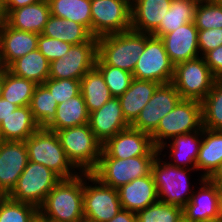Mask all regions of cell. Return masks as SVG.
<instances>
[{
    "instance_id": "cell-1",
    "label": "cell",
    "mask_w": 222,
    "mask_h": 222,
    "mask_svg": "<svg viewBox=\"0 0 222 222\" xmlns=\"http://www.w3.org/2000/svg\"><path fill=\"white\" fill-rule=\"evenodd\" d=\"M38 219L56 222H84L83 173L61 179L39 207Z\"/></svg>"
},
{
    "instance_id": "cell-2",
    "label": "cell",
    "mask_w": 222,
    "mask_h": 222,
    "mask_svg": "<svg viewBox=\"0 0 222 222\" xmlns=\"http://www.w3.org/2000/svg\"><path fill=\"white\" fill-rule=\"evenodd\" d=\"M145 44L146 33L133 30L99 37L95 65H110L133 73Z\"/></svg>"
},
{
    "instance_id": "cell-3",
    "label": "cell",
    "mask_w": 222,
    "mask_h": 222,
    "mask_svg": "<svg viewBox=\"0 0 222 222\" xmlns=\"http://www.w3.org/2000/svg\"><path fill=\"white\" fill-rule=\"evenodd\" d=\"M68 160L79 173H91L97 166L102 143L89 123L56 131Z\"/></svg>"
},
{
    "instance_id": "cell-4",
    "label": "cell",
    "mask_w": 222,
    "mask_h": 222,
    "mask_svg": "<svg viewBox=\"0 0 222 222\" xmlns=\"http://www.w3.org/2000/svg\"><path fill=\"white\" fill-rule=\"evenodd\" d=\"M29 161L39 163L61 179H70L79 173L68 160L56 132L40 127L25 140Z\"/></svg>"
},
{
    "instance_id": "cell-5",
    "label": "cell",
    "mask_w": 222,
    "mask_h": 222,
    "mask_svg": "<svg viewBox=\"0 0 222 222\" xmlns=\"http://www.w3.org/2000/svg\"><path fill=\"white\" fill-rule=\"evenodd\" d=\"M158 153L152 163V174L158 193V200L183 208L192 197L194 190L189 182V172L196 169L180 168L160 157ZM162 158V159H161ZM164 160V161H163Z\"/></svg>"
},
{
    "instance_id": "cell-6",
    "label": "cell",
    "mask_w": 222,
    "mask_h": 222,
    "mask_svg": "<svg viewBox=\"0 0 222 222\" xmlns=\"http://www.w3.org/2000/svg\"><path fill=\"white\" fill-rule=\"evenodd\" d=\"M155 158L156 156L112 158L102 149L99 162L91 174L102 184L118 189L134 179L149 175Z\"/></svg>"
},
{
    "instance_id": "cell-7",
    "label": "cell",
    "mask_w": 222,
    "mask_h": 222,
    "mask_svg": "<svg viewBox=\"0 0 222 222\" xmlns=\"http://www.w3.org/2000/svg\"><path fill=\"white\" fill-rule=\"evenodd\" d=\"M202 129L201 102L181 99L174 109L160 120L157 129L151 134V138L154 146L159 149L175 136L202 131Z\"/></svg>"
},
{
    "instance_id": "cell-8",
    "label": "cell",
    "mask_w": 222,
    "mask_h": 222,
    "mask_svg": "<svg viewBox=\"0 0 222 222\" xmlns=\"http://www.w3.org/2000/svg\"><path fill=\"white\" fill-rule=\"evenodd\" d=\"M83 208L84 222H108L122 206L117 189L102 184L91 173H83Z\"/></svg>"
},
{
    "instance_id": "cell-9",
    "label": "cell",
    "mask_w": 222,
    "mask_h": 222,
    "mask_svg": "<svg viewBox=\"0 0 222 222\" xmlns=\"http://www.w3.org/2000/svg\"><path fill=\"white\" fill-rule=\"evenodd\" d=\"M217 80L200 56L175 65L171 83L182 99L201 102Z\"/></svg>"
},
{
    "instance_id": "cell-10",
    "label": "cell",
    "mask_w": 222,
    "mask_h": 222,
    "mask_svg": "<svg viewBox=\"0 0 222 222\" xmlns=\"http://www.w3.org/2000/svg\"><path fill=\"white\" fill-rule=\"evenodd\" d=\"M61 178L42 164L28 161L18 182L8 197L17 202H26L40 207L47 194Z\"/></svg>"
},
{
    "instance_id": "cell-11",
    "label": "cell",
    "mask_w": 222,
    "mask_h": 222,
    "mask_svg": "<svg viewBox=\"0 0 222 222\" xmlns=\"http://www.w3.org/2000/svg\"><path fill=\"white\" fill-rule=\"evenodd\" d=\"M132 75L138 80L153 81L160 84L172 82L174 65L171 63L159 37L146 33V44Z\"/></svg>"
},
{
    "instance_id": "cell-12",
    "label": "cell",
    "mask_w": 222,
    "mask_h": 222,
    "mask_svg": "<svg viewBox=\"0 0 222 222\" xmlns=\"http://www.w3.org/2000/svg\"><path fill=\"white\" fill-rule=\"evenodd\" d=\"M91 16L95 38L131 30V5L124 0H91Z\"/></svg>"
},
{
    "instance_id": "cell-13",
    "label": "cell",
    "mask_w": 222,
    "mask_h": 222,
    "mask_svg": "<svg viewBox=\"0 0 222 222\" xmlns=\"http://www.w3.org/2000/svg\"><path fill=\"white\" fill-rule=\"evenodd\" d=\"M96 58L97 38L92 37L88 42L71 45L66 55L50 63L48 78L81 80L95 67Z\"/></svg>"
},
{
    "instance_id": "cell-14",
    "label": "cell",
    "mask_w": 222,
    "mask_h": 222,
    "mask_svg": "<svg viewBox=\"0 0 222 222\" xmlns=\"http://www.w3.org/2000/svg\"><path fill=\"white\" fill-rule=\"evenodd\" d=\"M200 187L183 207V215L192 222L222 220V190L208 178H200Z\"/></svg>"
},
{
    "instance_id": "cell-15",
    "label": "cell",
    "mask_w": 222,
    "mask_h": 222,
    "mask_svg": "<svg viewBox=\"0 0 222 222\" xmlns=\"http://www.w3.org/2000/svg\"><path fill=\"white\" fill-rule=\"evenodd\" d=\"M181 99L172 83L160 84L131 127L151 135Z\"/></svg>"
},
{
    "instance_id": "cell-16",
    "label": "cell",
    "mask_w": 222,
    "mask_h": 222,
    "mask_svg": "<svg viewBox=\"0 0 222 222\" xmlns=\"http://www.w3.org/2000/svg\"><path fill=\"white\" fill-rule=\"evenodd\" d=\"M102 149L112 158L128 159L135 156H157L159 153L151 135L131 126L109 138Z\"/></svg>"
},
{
    "instance_id": "cell-17",
    "label": "cell",
    "mask_w": 222,
    "mask_h": 222,
    "mask_svg": "<svg viewBox=\"0 0 222 222\" xmlns=\"http://www.w3.org/2000/svg\"><path fill=\"white\" fill-rule=\"evenodd\" d=\"M28 161L25 141H0V193L12 192Z\"/></svg>"
},
{
    "instance_id": "cell-18",
    "label": "cell",
    "mask_w": 222,
    "mask_h": 222,
    "mask_svg": "<svg viewBox=\"0 0 222 222\" xmlns=\"http://www.w3.org/2000/svg\"><path fill=\"white\" fill-rule=\"evenodd\" d=\"M198 29L194 22H188L173 32L160 37L171 63L175 66L187 60L200 57Z\"/></svg>"
},
{
    "instance_id": "cell-19",
    "label": "cell",
    "mask_w": 222,
    "mask_h": 222,
    "mask_svg": "<svg viewBox=\"0 0 222 222\" xmlns=\"http://www.w3.org/2000/svg\"><path fill=\"white\" fill-rule=\"evenodd\" d=\"M89 125L95 137L104 144L109 138L130 127L118 97H112L100 109L91 112Z\"/></svg>"
},
{
    "instance_id": "cell-20",
    "label": "cell",
    "mask_w": 222,
    "mask_h": 222,
    "mask_svg": "<svg viewBox=\"0 0 222 222\" xmlns=\"http://www.w3.org/2000/svg\"><path fill=\"white\" fill-rule=\"evenodd\" d=\"M39 34L21 31L5 23L0 28V58L4 68L37 49Z\"/></svg>"
},
{
    "instance_id": "cell-21",
    "label": "cell",
    "mask_w": 222,
    "mask_h": 222,
    "mask_svg": "<svg viewBox=\"0 0 222 222\" xmlns=\"http://www.w3.org/2000/svg\"><path fill=\"white\" fill-rule=\"evenodd\" d=\"M122 209L137 213L158 202V193L152 172L134 179L117 189Z\"/></svg>"
},
{
    "instance_id": "cell-22",
    "label": "cell",
    "mask_w": 222,
    "mask_h": 222,
    "mask_svg": "<svg viewBox=\"0 0 222 222\" xmlns=\"http://www.w3.org/2000/svg\"><path fill=\"white\" fill-rule=\"evenodd\" d=\"M172 0H136L131 5V30L151 34L169 11Z\"/></svg>"
},
{
    "instance_id": "cell-23",
    "label": "cell",
    "mask_w": 222,
    "mask_h": 222,
    "mask_svg": "<svg viewBox=\"0 0 222 222\" xmlns=\"http://www.w3.org/2000/svg\"><path fill=\"white\" fill-rule=\"evenodd\" d=\"M6 23L17 30L42 34L51 15L47 0L20 7L14 10H4Z\"/></svg>"
},
{
    "instance_id": "cell-24",
    "label": "cell",
    "mask_w": 222,
    "mask_h": 222,
    "mask_svg": "<svg viewBox=\"0 0 222 222\" xmlns=\"http://www.w3.org/2000/svg\"><path fill=\"white\" fill-rule=\"evenodd\" d=\"M170 140L172 141L170 144L167 145L168 142H166L159 147V153L164 151L165 148H169L168 157L172 161L174 160L171 163L172 165L180 168L196 169V160L202 143V131L182 134Z\"/></svg>"
},
{
    "instance_id": "cell-25",
    "label": "cell",
    "mask_w": 222,
    "mask_h": 222,
    "mask_svg": "<svg viewBox=\"0 0 222 222\" xmlns=\"http://www.w3.org/2000/svg\"><path fill=\"white\" fill-rule=\"evenodd\" d=\"M159 85L158 82L134 78L125 93L118 97L123 115L130 126L136 121Z\"/></svg>"
},
{
    "instance_id": "cell-26",
    "label": "cell",
    "mask_w": 222,
    "mask_h": 222,
    "mask_svg": "<svg viewBox=\"0 0 222 222\" xmlns=\"http://www.w3.org/2000/svg\"><path fill=\"white\" fill-rule=\"evenodd\" d=\"M39 128L29 106L18 107L0 122L1 139L2 141H25Z\"/></svg>"
},
{
    "instance_id": "cell-27",
    "label": "cell",
    "mask_w": 222,
    "mask_h": 222,
    "mask_svg": "<svg viewBox=\"0 0 222 222\" xmlns=\"http://www.w3.org/2000/svg\"><path fill=\"white\" fill-rule=\"evenodd\" d=\"M89 112L81 92L57 105L54 119L45 127L51 131L81 126L89 123Z\"/></svg>"
},
{
    "instance_id": "cell-28",
    "label": "cell",
    "mask_w": 222,
    "mask_h": 222,
    "mask_svg": "<svg viewBox=\"0 0 222 222\" xmlns=\"http://www.w3.org/2000/svg\"><path fill=\"white\" fill-rule=\"evenodd\" d=\"M222 162V130L202 129V143L196 160V171L208 178Z\"/></svg>"
},
{
    "instance_id": "cell-29",
    "label": "cell",
    "mask_w": 222,
    "mask_h": 222,
    "mask_svg": "<svg viewBox=\"0 0 222 222\" xmlns=\"http://www.w3.org/2000/svg\"><path fill=\"white\" fill-rule=\"evenodd\" d=\"M42 34L71 45L88 42L93 37L85 26L53 15H50Z\"/></svg>"
},
{
    "instance_id": "cell-30",
    "label": "cell",
    "mask_w": 222,
    "mask_h": 222,
    "mask_svg": "<svg viewBox=\"0 0 222 222\" xmlns=\"http://www.w3.org/2000/svg\"><path fill=\"white\" fill-rule=\"evenodd\" d=\"M7 69L16 76L43 84L49 77L50 62L36 49L15 60Z\"/></svg>"
},
{
    "instance_id": "cell-31",
    "label": "cell",
    "mask_w": 222,
    "mask_h": 222,
    "mask_svg": "<svg viewBox=\"0 0 222 222\" xmlns=\"http://www.w3.org/2000/svg\"><path fill=\"white\" fill-rule=\"evenodd\" d=\"M80 92L89 114L100 109L113 97L103 76L95 67L80 80Z\"/></svg>"
},
{
    "instance_id": "cell-32",
    "label": "cell",
    "mask_w": 222,
    "mask_h": 222,
    "mask_svg": "<svg viewBox=\"0 0 222 222\" xmlns=\"http://www.w3.org/2000/svg\"><path fill=\"white\" fill-rule=\"evenodd\" d=\"M198 2V0H172L166 16L151 35L160 38L188 22H194Z\"/></svg>"
},
{
    "instance_id": "cell-33",
    "label": "cell",
    "mask_w": 222,
    "mask_h": 222,
    "mask_svg": "<svg viewBox=\"0 0 222 222\" xmlns=\"http://www.w3.org/2000/svg\"><path fill=\"white\" fill-rule=\"evenodd\" d=\"M51 15L72 20L91 32V0H47Z\"/></svg>"
},
{
    "instance_id": "cell-34",
    "label": "cell",
    "mask_w": 222,
    "mask_h": 222,
    "mask_svg": "<svg viewBox=\"0 0 222 222\" xmlns=\"http://www.w3.org/2000/svg\"><path fill=\"white\" fill-rule=\"evenodd\" d=\"M37 84L11 73L7 68L3 70L2 97L18 107L29 106Z\"/></svg>"
},
{
    "instance_id": "cell-35",
    "label": "cell",
    "mask_w": 222,
    "mask_h": 222,
    "mask_svg": "<svg viewBox=\"0 0 222 222\" xmlns=\"http://www.w3.org/2000/svg\"><path fill=\"white\" fill-rule=\"evenodd\" d=\"M58 103L44 84H37L29 108L40 127H46L55 117Z\"/></svg>"
},
{
    "instance_id": "cell-36",
    "label": "cell",
    "mask_w": 222,
    "mask_h": 222,
    "mask_svg": "<svg viewBox=\"0 0 222 222\" xmlns=\"http://www.w3.org/2000/svg\"><path fill=\"white\" fill-rule=\"evenodd\" d=\"M202 126L206 129L222 130V80H217L201 101Z\"/></svg>"
},
{
    "instance_id": "cell-37",
    "label": "cell",
    "mask_w": 222,
    "mask_h": 222,
    "mask_svg": "<svg viewBox=\"0 0 222 222\" xmlns=\"http://www.w3.org/2000/svg\"><path fill=\"white\" fill-rule=\"evenodd\" d=\"M39 208L26 202H17L8 196L0 206V222H36Z\"/></svg>"
},
{
    "instance_id": "cell-38",
    "label": "cell",
    "mask_w": 222,
    "mask_h": 222,
    "mask_svg": "<svg viewBox=\"0 0 222 222\" xmlns=\"http://www.w3.org/2000/svg\"><path fill=\"white\" fill-rule=\"evenodd\" d=\"M194 23L198 30L222 28V2L199 1L195 9Z\"/></svg>"
},
{
    "instance_id": "cell-39",
    "label": "cell",
    "mask_w": 222,
    "mask_h": 222,
    "mask_svg": "<svg viewBox=\"0 0 222 222\" xmlns=\"http://www.w3.org/2000/svg\"><path fill=\"white\" fill-rule=\"evenodd\" d=\"M182 215L183 208L160 201L136 213L137 222H177Z\"/></svg>"
},
{
    "instance_id": "cell-40",
    "label": "cell",
    "mask_w": 222,
    "mask_h": 222,
    "mask_svg": "<svg viewBox=\"0 0 222 222\" xmlns=\"http://www.w3.org/2000/svg\"><path fill=\"white\" fill-rule=\"evenodd\" d=\"M101 73L113 97H119L130 87L134 79L132 73L110 65H95Z\"/></svg>"
},
{
    "instance_id": "cell-41",
    "label": "cell",
    "mask_w": 222,
    "mask_h": 222,
    "mask_svg": "<svg viewBox=\"0 0 222 222\" xmlns=\"http://www.w3.org/2000/svg\"><path fill=\"white\" fill-rule=\"evenodd\" d=\"M51 92L58 104L80 93V80L48 78L43 83Z\"/></svg>"
},
{
    "instance_id": "cell-42",
    "label": "cell",
    "mask_w": 222,
    "mask_h": 222,
    "mask_svg": "<svg viewBox=\"0 0 222 222\" xmlns=\"http://www.w3.org/2000/svg\"><path fill=\"white\" fill-rule=\"evenodd\" d=\"M70 47V43L39 34L37 49L50 63L66 55Z\"/></svg>"
},
{
    "instance_id": "cell-43",
    "label": "cell",
    "mask_w": 222,
    "mask_h": 222,
    "mask_svg": "<svg viewBox=\"0 0 222 222\" xmlns=\"http://www.w3.org/2000/svg\"><path fill=\"white\" fill-rule=\"evenodd\" d=\"M200 56L222 45V28L198 30Z\"/></svg>"
},
{
    "instance_id": "cell-44",
    "label": "cell",
    "mask_w": 222,
    "mask_h": 222,
    "mask_svg": "<svg viewBox=\"0 0 222 222\" xmlns=\"http://www.w3.org/2000/svg\"><path fill=\"white\" fill-rule=\"evenodd\" d=\"M205 63L209 66L212 74L222 80V45L216 49L210 50L202 56Z\"/></svg>"
},
{
    "instance_id": "cell-45",
    "label": "cell",
    "mask_w": 222,
    "mask_h": 222,
    "mask_svg": "<svg viewBox=\"0 0 222 222\" xmlns=\"http://www.w3.org/2000/svg\"><path fill=\"white\" fill-rule=\"evenodd\" d=\"M108 222H137L136 213L121 209L119 213Z\"/></svg>"
},
{
    "instance_id": "cell-46",
    "label": "cell",
    "mask_w": 222,
    "mask_h": 222,
    "mask_svg": "<svg viewBox=\"0 0 222 222\" xmlns=\"http://www.w3.org/2000/svg\"><path fill=\"white\" fill-rule=\"evenodd\" d=\"M39 1L41 0H4V10H14Z\"/></svg>"
},
{
    "instance_id": "cell-47",
    "label": "cell",
    "mask_w": 222,
    "mask_h": 222,
    "mask_svg": "<svg viewBox=\"0 0 222 222\" xmlns=\"http://www.w3.org/2000/svg\"><path fill=\"white\" fill-rule=\"evenodd\" d=\"M18 108L17 105L0 98V122Z\"/></svg>"
},
{
    "instance_id": "cell-48",
    "label": "cell",
    "mask_w": 222,
    "mask_h": 222,
    "mask_svg": "<svg viewBox=\"0 0 222 222\" xmlns=\"http://www.w3.org/2000/svg\"><path fill=\"white\" fill-rule=\"evenodd\" d=\"M208 179L222 190V162L208 177Z\"/></svg>"
},
{
    "instance_id": "cell-49",
    "label": "cell",
    "mask_w": 222,
    "mask_h": 222,
    "mask_svg": "<svg viewBox=\"0 0 222 222\" xmlns=\"http://www.w3.org/2000/svg\"><path fill=\"white\" fill-rule=\"evenodd\" d=\"M6 23V14L4 11V0H0V28Z\"/></svg>"
},
{
    "instance_id": "cell-50",
    "label": "cell",
    "mask_w": 222,
    "mask_h": 222,
    "mask_svg": "<svg viewBox=\"0 0 222 222\" xmlns=\"http://www.w3.org/2000/svg\"><path fill=\"white\" fill-rule=\"evenodd\" d=\"M3 91V71L0 73V98L2 97Z\"/></svg>"
},
{
    "instance_id": "cell-51",
    "label": "cell",
    "mask_w": 222,
    "mask_h": 222,
    "mask_svg": "<svg viewBox=\"0 0 222 222\" xmlns=\"http://www.w3.org/2000/svg\"><path fill=\"white\" fill-rule=\"evenodd\" d=\"M177 222H192V221L187 219L184 215H182Z\"/></svg>"
},
{
    "instance_id": "cell-52",
    "label": "cell",
    "mask_w": 222,
    "mask_h": 222,
    "mask_svg": "<svg viewBox=\"0 0 222 222\" xmlns=\"http://www.w3.org/2000/svg\"><path fill=\"white\" fill-rule=\"evenodd\" d=\"M7 197V195L3 194V193H0V206H1V203L2 201Z\"/></svg>"
},
{
    "instance_id": "cell-53",
    "label": "cell",
    "mask_w": 222,
    "mask_h": 222,
    "mask_svg": "<svg viewBox=\"0 0 222 222\" xmlns=\"http://www.w3.org/2000/svg\"><path fill=\"white\" fill-rule=\"evenodd\" d=\"M39 222H56L53 220H48V219H38Z\"/></svg>"
},
{
    "instance_id": "cell-54",
    "label": "cell",
    "mask_w": 222,
    "mask_h": 222,
    "mask_svg": "<svg viewBox=\"0 0 222 222\" xmlns=\"http://www.w3.org/2000/svg\"><path fill=\"white\" fill-rule=\"evenodd\" d=\"M4 66H3V63H2V60L0 58V73L4 70Z\"/></svg>"
},
{
    "instance_id": "cell-55",
    "label": "cell",
    "mask_w": 222,
    "mask_h": 222,
    "mask_svg": "<svg viewBox=\"0 0 222 222\" xmlns=\"http://www.w3.org/2000/svg\"><path fill=\"white\" fill-rule=\"evenodd\" d=\"M126 1L129 5H132L136 0H124Z\"/></svg>"
}]
</instances>
